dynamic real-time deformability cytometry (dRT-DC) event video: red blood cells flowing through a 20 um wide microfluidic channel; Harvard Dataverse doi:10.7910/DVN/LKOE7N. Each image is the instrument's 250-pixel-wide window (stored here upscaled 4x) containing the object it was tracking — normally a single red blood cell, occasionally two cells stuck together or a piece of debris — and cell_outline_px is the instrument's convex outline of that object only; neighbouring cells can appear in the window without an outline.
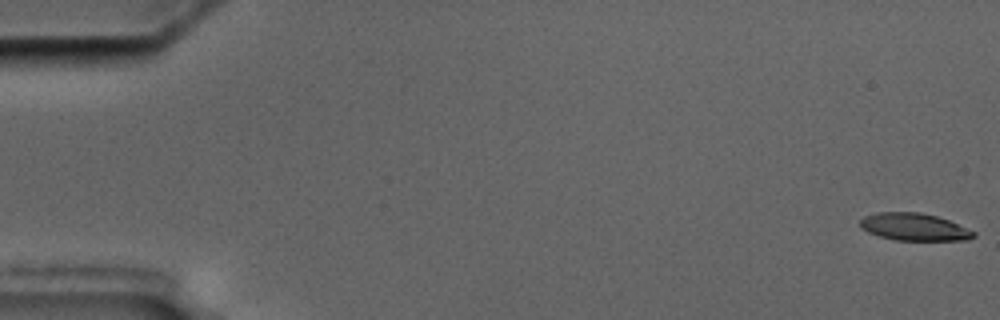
{"species": "common noctule bat (a hibernating species)", "species_latin": "Nyctalus noctula", "temperature_condition": "cold", "stored_images_in_passage": 6, "segment_of_instrument_passage": [1, 2], "camera_frame_rate_fps": 3000, "um_per_image_px": 0.085, "animal": {"sex": "male", "body_mass_g": 17.5, "forearm_length_mm": 52.3}, "frame": {"image": 1, "passage_image": 1, "time_ms": 0.0, "image_size_px": [1000, 320], "cell_outline_px": [[976, 236], [968, 240], [896, 240], [880, 236], [868, 232], [860, 224], [860, 220], [864, 216], [876, 212], [920, 212], [936, 216], [948, 220], [976, 232]], "centroid_in_image_um": [77.72, 19.28], "position_along_channel_um": 7.3, "area_um2": 17.98}}